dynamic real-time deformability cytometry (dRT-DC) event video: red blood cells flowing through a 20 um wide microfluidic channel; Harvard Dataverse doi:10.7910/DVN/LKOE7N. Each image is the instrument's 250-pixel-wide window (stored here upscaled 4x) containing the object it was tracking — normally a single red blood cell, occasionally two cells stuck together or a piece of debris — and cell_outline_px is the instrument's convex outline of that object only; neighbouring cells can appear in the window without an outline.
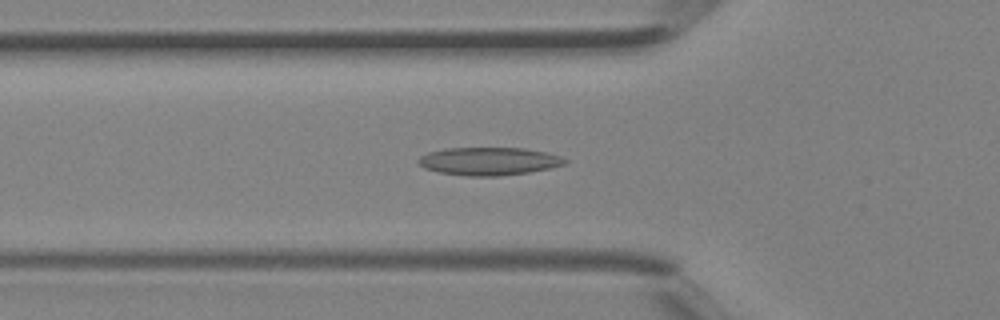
{"species": "Egyptian fruit bat (a non-hibernating species)", "species_latin": "Rousettus aegyptiacus", "temperature_condition": "room temperature", "stored_images_in_passage": 37, "camera_frame_rate_fps": 3000, "um_per_image_px": 0.085, "animal": {"sex": "female"}, "frame": {"image": 1, "passage_image": 10, "time_ms": 3.0, "image_size_px": [1000, 320], "cell_outline_px": [[568, 160], [564, 164], [548, 168], [528, 172], [496, 176], [468, 176], [440, 172], [424, 168], [416, 160], [420, 156], [428, 152], [444, 148], [524, 148], [544, 152], [560, 156]], "centroid_in_image_um": [41.51, 13.7], "position_along_channel_um": 84.3, "area_um2": 23.64}}
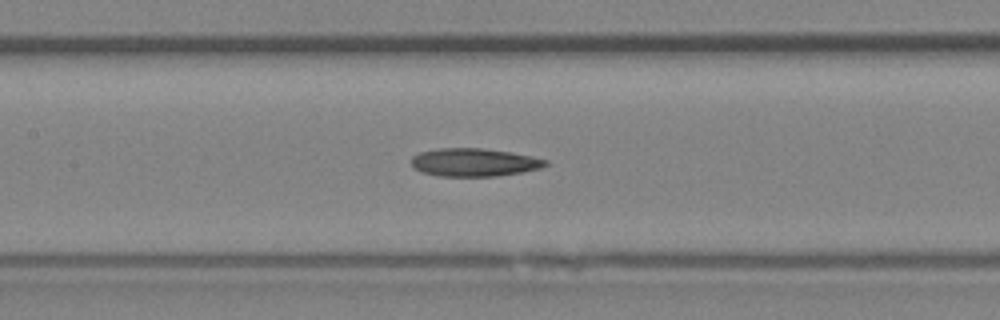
{"frame": {"image": 2, "passage_image": 15, "time_ms": 4.667, "image_size_px": [1000, 320], "cell_outline_px": [[548, 164], [540, 168], [520, 172], [496, 176], [440, 176], [420, 172], [412, 168], [412, 156], [420, 152], [440, 148], [480, 148], [508, 152], [532, 156], [548, 160]], "centroid_in_image_um": [40.26, 13.8], "position_along_channel_um": 167.1, "area_um2": 21.85}}
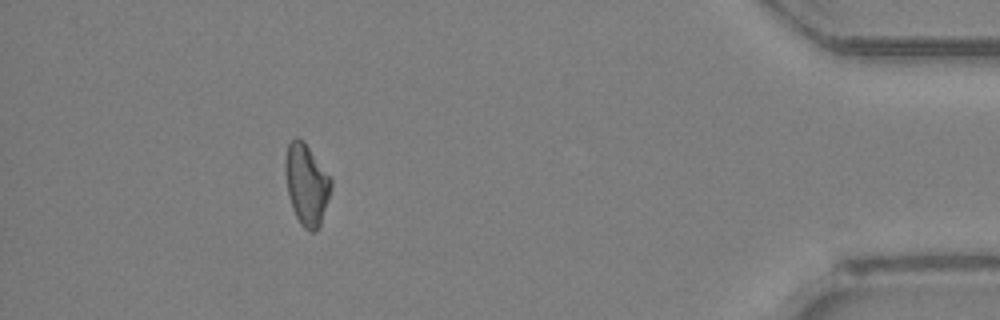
{"frame": {"image": 3, "passage_image": 33, "time_ms": 10.667, "image_size_px": [1000, 320], "cell_outline_px": [[332, 184], [320, 224], [316, 232], [312, 232], [304, 228], [300, 224], [292, 208], [288, 196], [284, 172], [284, 164], [288, 144], [296, 136], [304, 140], [332, 180]], "centroid_in_image_um": [26.02, 15.66], "position_along_channel_um": 409.2, "area_um2": 21.56}}